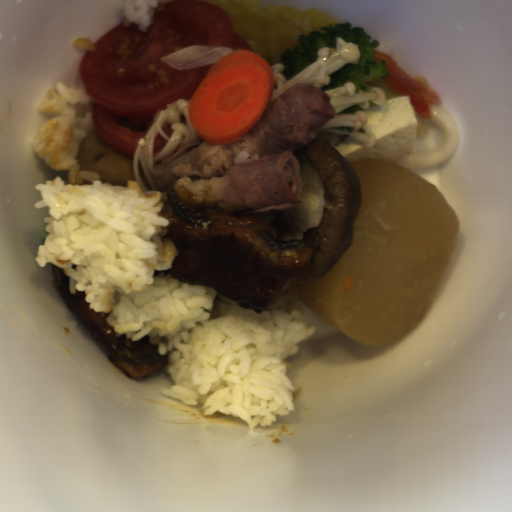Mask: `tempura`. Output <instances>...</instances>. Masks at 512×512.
Masks as SVG:
<instances>
[{"label": "tempura", "mask_w": 512, "mask_h": 512, "mask_svg": "<svg viewBox=\"0 0 512 512\" xmlns=\"http://www.w3.org/2000/svg\"><path fill=\"white\" fill-rule=\"evenodd\" d=\"M376 63L386 62L387 78L381 81L386 100L396 96H408L414 116L430 120L432 106L440 105L441 98L426 78H413L399 67L393 56L373 49ZM385 100V101H386Z\"/></svg>", "instance_id": "tempura-2"}, {"label": "tempura", "mask_w": 512, "mask_h": 512, "mask_svg": "<svg viewBox=\"0 0 512 512\" xmlns=\"http://www.w3.org/2000/svg\"><path fill=\"white\" fill-rule=\"evenodd\" d=\"M224 10L233 30L242 36L270 66L279 65L293 50L300 35L339 24L318 10H300L276 1H207Z\"/></svg>", "instance_id": "tempura-1"}]
</instances>
